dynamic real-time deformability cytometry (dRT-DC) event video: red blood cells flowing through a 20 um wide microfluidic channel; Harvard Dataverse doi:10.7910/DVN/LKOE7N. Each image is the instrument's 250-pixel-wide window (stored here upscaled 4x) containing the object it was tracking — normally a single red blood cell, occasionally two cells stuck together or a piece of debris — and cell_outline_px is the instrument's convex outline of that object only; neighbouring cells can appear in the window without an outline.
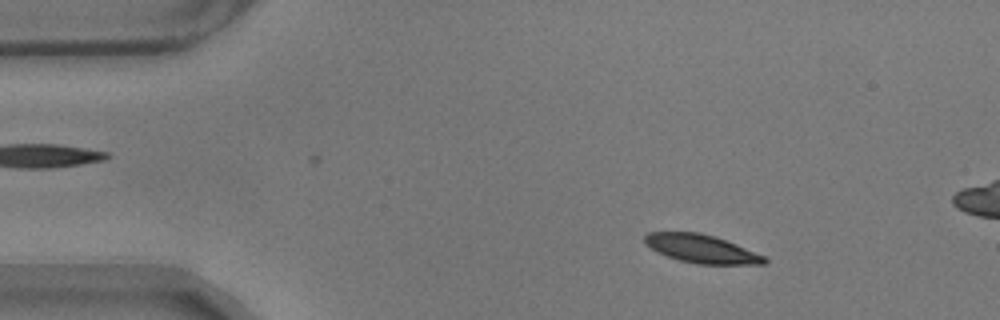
{"species": "common noctule bat (a hibernating species)", "species_latin": "Nyctalus noctula", "temperature_condition": "warm", "stored_images_in_passage": 59, "camera_frame_rate_fps": 3000, "um_per_image_px": 0.085, "animal": {"sex": "male", "body_mass_g": 17.9}, "frame": {"image": 1, "passage_image": 9, "time_ms": 2.667, "image_size_px": [1000, 320], "cell_outline_px": [[768, 260], [764, 264], [696, 264], [680, 260], [656, 252], [644, 240], [644, 236], [648, 232], [700, 232], [724, 240], [764, 256]], "centroid_in_image_um": [59.59, 21.15], "position_along_channel_um": 25.4, "area_um2": 19.31}}
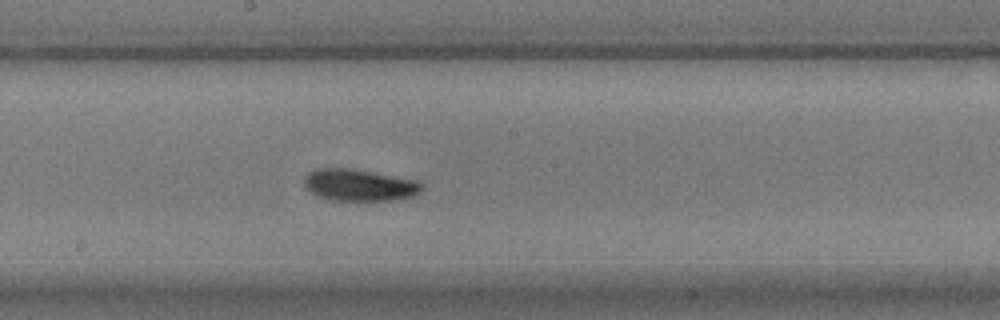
{"frame": {"image": 2, "passage_image": 31, "time_ms": 10.0, "image_size_px": [1000, 320], "cell_outline_px": [[424, 188], [416, 196], [400, 200], [356, 204], [332, 200], [316, 196], [304, 184], [304, 176], [308, 172], [316, 168], [352, 168], [420, 180], [424, 184]], "centroid_in_image_um": [30.63, 15.78], "position_along_channel_um": 217.6, "area_um2": 23.29}}
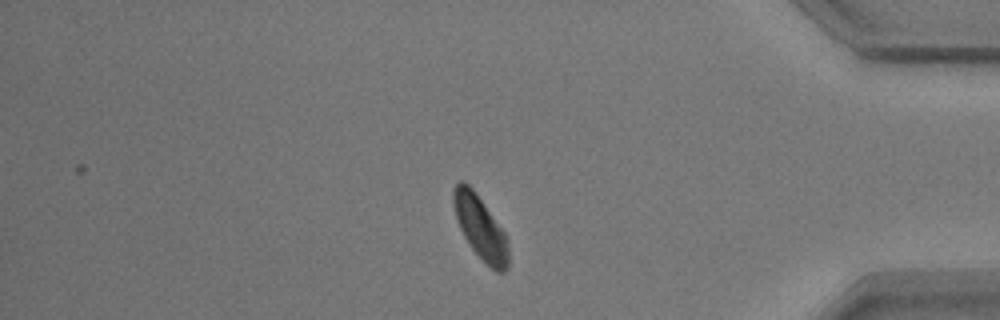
{"frame": {"image": 3, "passage_image": 49, "time_ms": 16.0, "image_size_px": [1000, 320], "cell_outline_px": [[508, 268], [504, 272], [496, 272], [472, 248], [464, 236], [456, 220], [452, 204], [452, 192], [456, 184], [460, 180], [464, 180], [476, 192], [504, 232], [508, 240]], "centroid_in_image_um": [40.81, 19.3], "position_along_channel_um": 394.4, "area_um2": 20.17}, "authors_computed_cell_mechanics": {"area_um2": 20.808, "velocity_mm_per_s": 3.4688, "shape_relaxation_time_tau1_ms": 2.8886, "shape_relaxation_time_tau2_ms": 5.7441, "deformation_change_tau1": 0.1065, "deformation_change_tau2": 0.1101}}